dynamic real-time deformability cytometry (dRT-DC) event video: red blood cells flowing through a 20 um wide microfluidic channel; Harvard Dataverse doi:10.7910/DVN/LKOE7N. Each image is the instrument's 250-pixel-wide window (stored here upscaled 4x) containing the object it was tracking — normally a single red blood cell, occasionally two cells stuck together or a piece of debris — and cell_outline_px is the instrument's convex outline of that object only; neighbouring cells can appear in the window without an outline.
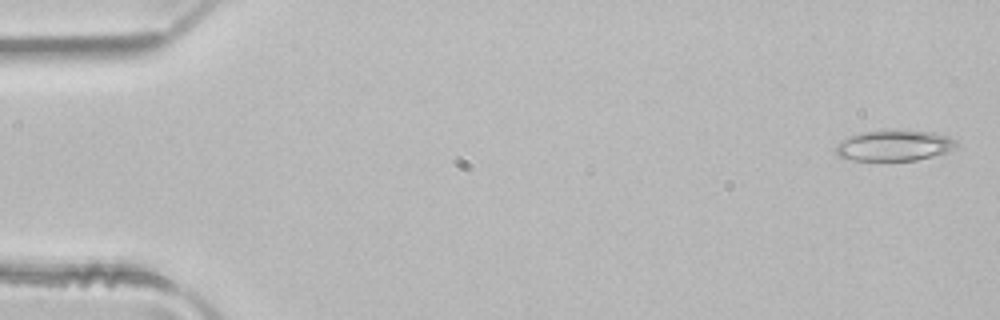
{"species": "common noctule bat (a hibernating species)", "species_latin": "Nyctalus noctula", "temperature_condition": "room temperature", "stored_images_in_passage": 2, "camera_frame_rate_fps": 3000, "um_per_image_px": 0.085, "animal": {"sex": "male", "body_mass_g": 21.5, "forearm_length_mm": 52.0}, "frame": {"image": 1, "passage_image": 2, "time_ms": 0.333, "image_size_px": [1000, 320], "cell_outline_px": [[956, 148], [948, 152], [916, 160], [852, 160], [836, 156], [836, 144], [840, 140], [848, 136], [860, 132], [932, 132], [948, 136], [956, 140]], "centroid_in_image_um": [75.98, 12.4], "position_along_channel_um": 9.0, "area_um2": 21.15}}